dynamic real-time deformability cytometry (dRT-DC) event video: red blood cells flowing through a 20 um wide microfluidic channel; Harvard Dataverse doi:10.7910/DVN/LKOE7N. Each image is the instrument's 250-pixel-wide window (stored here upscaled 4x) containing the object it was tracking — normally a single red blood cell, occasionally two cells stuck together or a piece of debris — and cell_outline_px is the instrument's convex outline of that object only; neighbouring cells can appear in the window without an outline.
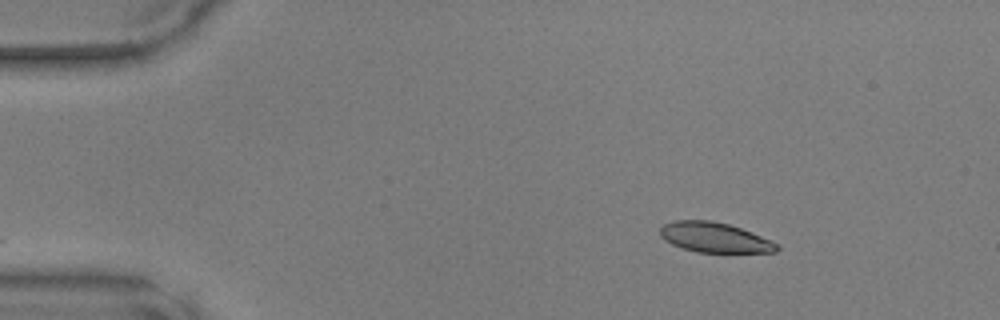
{"species": "common noctule bat (a hibernating species)", "species_latin": "Nyctalus noctula", "temperature_condition": "warm", "stored_images_in_passage": 42, "camera_frame_rate_fps": 3000, "um_per_image_px": 0.085, "animal": {"sex": "male", "body_mass_g": 17.9, "forearm_length_mm": 54.2}, "frame": {"image": 1, "passage_image": 1, "time_ms": 0.0, "image_size_px": [1000, 320], "cell_outline_px": [[780, 248], [776, 252], [696, 252], [672, 244], [664, 240], [660, 236], [660, 228], [664, 224], [676, 220], [712, 220], [728, 224], [740, 228], [780, 244]], "centroid_in_image_um": [60.73, 20.18], "position_along_channel_um": 24.3, "area_um2": 20.29}}
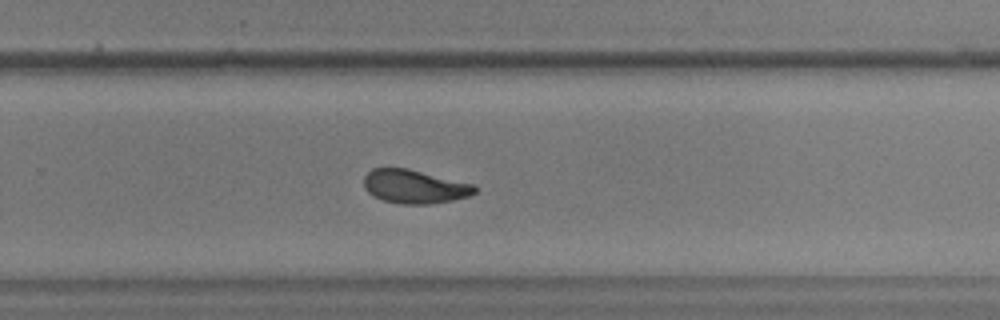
{"frame": {"image": 2, "passage_image": 26, "time_ms": 8.333, "image_size_px": [1000, 320], "cell_outline_px": [[476, 192], [468, 196], [452, 200], [428, 204], [400, 204], [384, 200], [372, 196], [364, 188], [364, 176], [372, 168], [408, 168], [472, 184], [476, 188]], "centroid_in_image_um": [35.19, 15.86], "position_along_channel_um": 294.6, "area_um2": 21.62}}
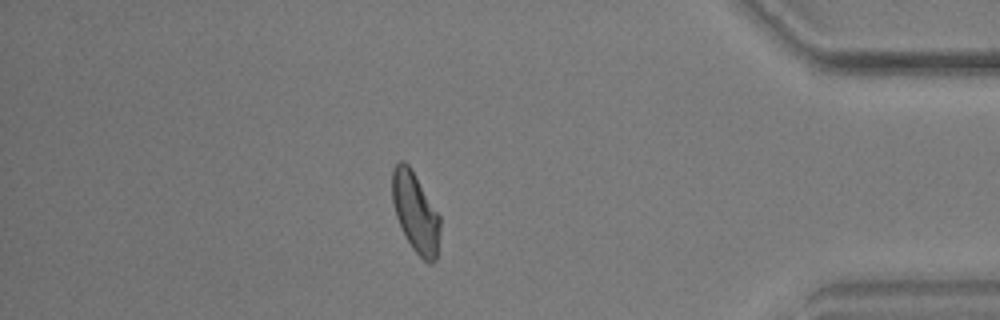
{"frame": {"image": 3, "passage_image": 36, "time_ms": 11.667, "image_size_px": [1000, 320], "cell_outline_px": [[440, 232], [436, 260], [432, 264], [428, 264], [412, 248], [404, 236], [396, 216], [392, 204], [392, 168], [400, 160], [404, 160], [408, 164], [440, 216]], "centroid_in_image_um": [35.3, 18.08], "position_along_channel_um": 399.9, "area_um2": 22.31}}